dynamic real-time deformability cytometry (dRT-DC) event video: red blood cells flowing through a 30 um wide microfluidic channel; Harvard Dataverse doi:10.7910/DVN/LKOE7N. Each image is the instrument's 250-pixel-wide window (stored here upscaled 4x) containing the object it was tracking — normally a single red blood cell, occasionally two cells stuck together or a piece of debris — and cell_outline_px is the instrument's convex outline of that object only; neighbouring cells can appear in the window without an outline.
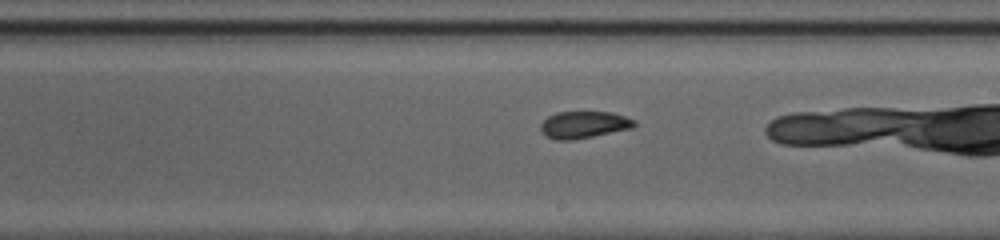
{"species": "common noctule bat (a hibernating species)", "species_latin": "Nyctalus noctula", "temperature_condition": "cold", "stored_images_in_passage": 42, "camera_frame_rate_fps": 3000, "um_per_image_px": 0.085, "animal": {"sex": "female", "body_mass_g": 20.0, "forearm_length_mm": 54.0}, "frame": {"image": 1, "passage_image": 31, "time_ms": 10.0, "image_size_px": [1000, 240], "cell_outline_px": [[636, 124], [632, 128], [572, 140], [556, 140], [544, 136], [540, 132], [540, 124], [548, 116], [556, 112], [612, 112], [636, 120]], "centroid_in_image_um": [49.58, 10.6], "position_along_channel_um": 239.4, "area_um2": 14.8}}
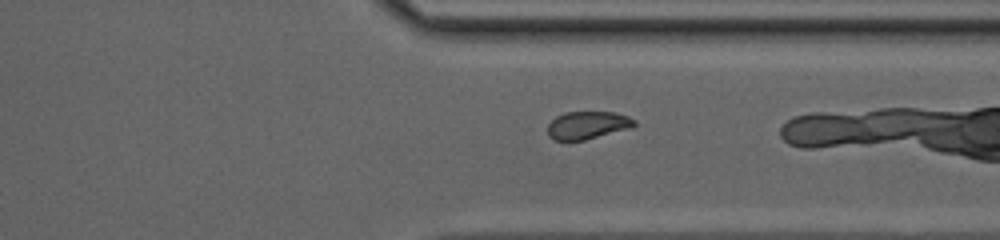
{"frame": {"image": 2, "passage_image": 40, "time_ms": 13.0, "image_size_px": [1000, 240], "cell_outline_px": [[636, 124], [632, 128], [584, 140], [552, 140], [548, 136], [548, 124], [556, 116], [564, 112], [616, 112], [628, 116], [636, 120]], "centroid_in_image_um": [49.95, 10.64], "position_along_channel_um": 361.4, "area_um2": 14.16}}